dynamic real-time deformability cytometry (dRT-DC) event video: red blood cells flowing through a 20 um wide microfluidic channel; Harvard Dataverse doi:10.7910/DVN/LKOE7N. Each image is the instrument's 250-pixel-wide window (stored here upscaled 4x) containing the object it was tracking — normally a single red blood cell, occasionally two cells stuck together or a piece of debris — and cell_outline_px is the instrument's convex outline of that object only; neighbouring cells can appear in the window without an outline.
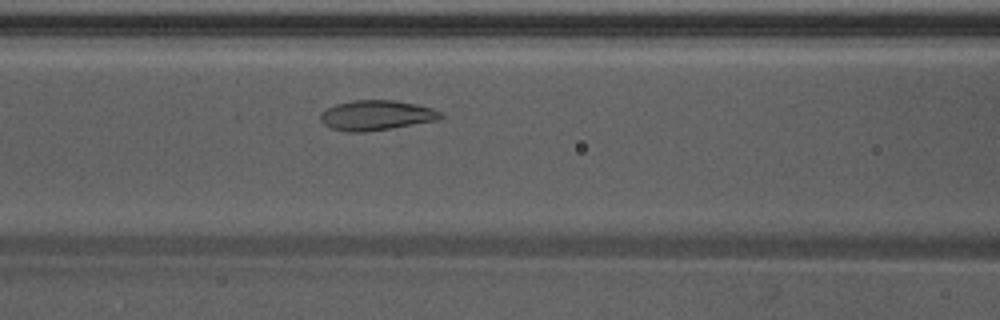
{"species": "Egyptian fruit bat (a non-hibernating species)", "species_latin": "Rousettus aegyptiacus", "temperature_condition": "warm", "stored_images_in_passage": 31, "camera_frame_rate_fps": 3000, "um_per_image_px": 0.085, "animal": {"sex": "male"}, "frame": {"image": 1, "passage_image": 6, "time_ms": 1.667, "image_size_px": [1000, 320], "cell_outline_px": [[444, 116], [440, 120], [364, 132], [348, 132], [328, 128], [320, 120], [320, 112], [336, 104], [352, 100], [396, 100], [416, 104], [432, 108], [444, 112]], "centroid_in_image_um": [32.0, 9.8], "position_along_channel_um": 134.6, "area_um2": 21.21}}
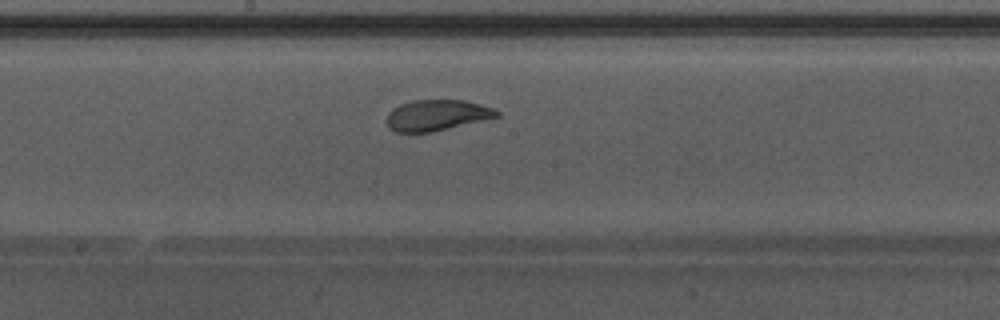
{"frame": {"image": 2, "passage_image": 12, "time_ms": 3.667, "image_size_px": [1000, 320], "cell_outline_px": [[500, 116], [432, 132], [396, 132], [388, 128], [388, 112], [392, 108], [400, 104], [412, 100], [464, 100], [480, 104], [492, 108], [500, 112]], "centroid_in_image_um": [37.11, 9.79], "position_along_channel_um": 211.1, "area_um2": 19.71}}
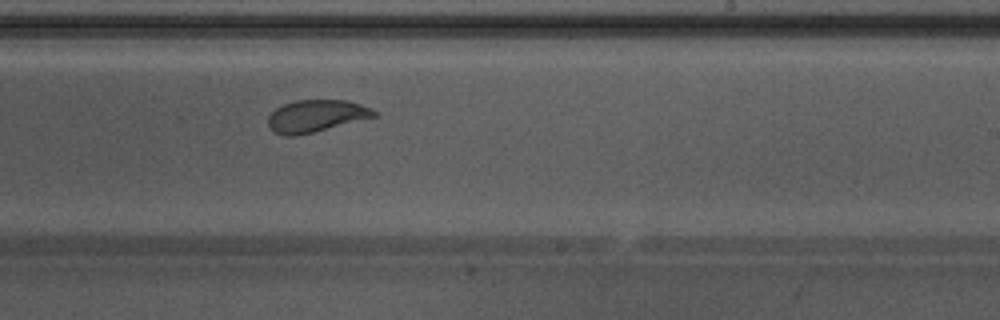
{"frame": {"image": 3, "passage_image": 16, "time_ms": 5.0, "image_size_px": [1000, 320], "cell_outline_px": [[376, 116], [296, 136], [284, 136], [272, 132], [268, 128], [268, 116], [276, 108], [284, 104], [296, 100], [348, 100], [360, 104], [376, 112]], "centroid_in_image_um": [26.79, 9.86], "position_along_channel_um": 262.2, "area_um2": 19.65}}